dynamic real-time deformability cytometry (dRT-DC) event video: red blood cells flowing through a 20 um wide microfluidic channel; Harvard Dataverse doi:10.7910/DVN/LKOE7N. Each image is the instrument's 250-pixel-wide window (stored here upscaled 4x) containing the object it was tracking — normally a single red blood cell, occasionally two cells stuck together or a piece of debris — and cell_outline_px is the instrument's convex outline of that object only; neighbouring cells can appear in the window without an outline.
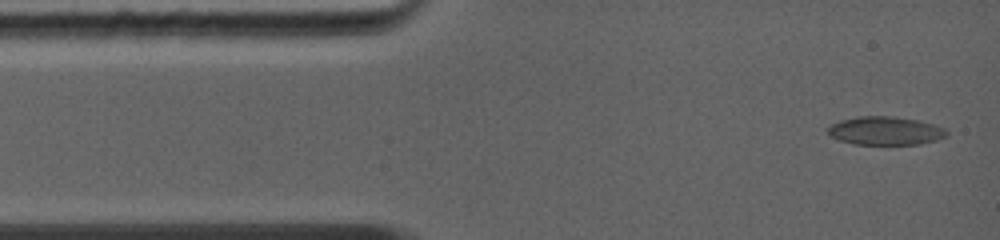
{"species": "common noctule bat (a hibernating species)", "species_latin": "Nyctalus noctula", "temperature_condition": "warm", "stored_images_in_passage": 35, "camera_frame_rate_fps": 5000, "um_per_image_px": 0.085, "animal": {"sex": "female", "body_mass_g": 19.0, "forearm_length_mm": 56.7}, "frame": {"image": 1, "passage_image": 1, "time_ms": 0.0, "image_size_px": [1000, 240], "cell_outline_px": [[948, 136], [936, 140], [920, 144], [852, 144], [828, 136], [828, 128], [832, 124], [840, 120], [856, 116], [892, 116], [920, 120], [944, 128], [948, 132]], "centroid_in_image_um": [75.25, 11.11], "position_along_channel_um": 9.8, "area_um2": 19.77}}
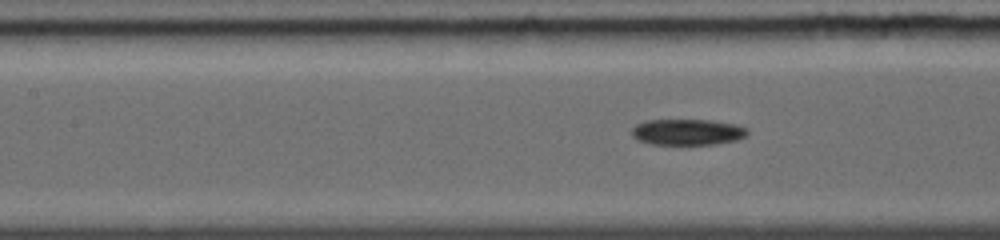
{"frame": {"image": 2, "passage_image": 15, "time_ms": 4.6, "image_size_px": [1000, 240], "cell_outline_px": [[748, 132], [744, 136], [736, 140], [712, 144], [652, 144], [640, 140], [632, 136], [632, 128], [636, 124], [644, 120], [712, 120], [736, 124], [748, 128]], "centroid_in_image_um": [58.43, 11.21], "position_along_channel_um": 149.0, "area_um2": 17.46}}
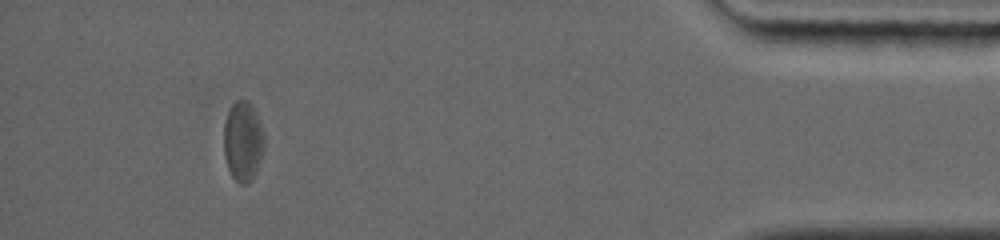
{"frame": {"image": 3, "passage_image": 29, "time_ms": 12.2, "image_size_px": [1000, 240], "cell_outline_px": [[264, 152], [256, 172], [244, 184], [240, 184], [232, 176], [228, 168], [224, 156], [224, 124], [228, 108], [236, 100], [248, 100], [252, 104], [260, 120], [264, 136]], "centroid_in_image_um": [20.65, 11.96], "position_along_channel_um": 414.5, "area_um2": 19.02}, "authors_computed_cell_mechanics": {"area_um2": 18.7272, "velocity_mm_per_s": 4.3925, "shape_relaxation_time_tau1_ms": 3.3658, "shape_relaxation_time_tau2_ms": null, "deformation_change_tau1": 0.1017, "deformation_change_tau2": null}}